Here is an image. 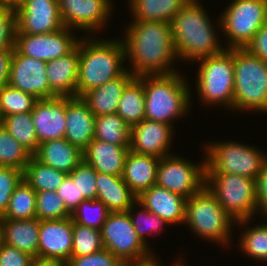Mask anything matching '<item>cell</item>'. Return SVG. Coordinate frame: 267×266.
<instances>
[{"instance_id":"obj_42","label":"cell","mask_w":267,"mask_h":266,"mask_svg":"<svg viewBox=\"0 0 267 266\" xmlns=\"http://www.w3.org/2000/svg\"><path fill=\"white\" fill-rule=\"evenodd\" d=\"M96 173L97 171L92 166L82 161L68 174L85 199L96 200Z\"/></svg>"},{"instance_id":"obj_23","label":"cell","mask_w":267,"mask_h":266,"mask_svg":"<svg viewBox=\"0 0 267 266\" xmlns=\"http://www.w3.org/2000/svg\"><path fill=\"white\" fill-rule=\"evenodd\" d=\"M129 146H118L93 139L83 150V161L97 172L122 176Z\"/></svg>"},{"instance_id":"obj_51","label":"cell","mask_w":267,"mask_h":266,"mask_svg":"<svg viewBox=\"0 0 267 266\" xmlns=\"http://www.w3.org/2000/svg\"><path fill=\"white\" fill-rule=\"evenodd\" d=\"M31 266H67L62 260L35 257Z\"/></svg>"},{"instance_id":"obj_11","label":"cell","mask_w":267,"mask_h":266,"mask_svg":"<svg viewBox=\"0 0 267 266\" xmlns=\"http://www.w3.org/2000/svg\"><path fill=\"white\" fill-rule=\"evenodd\" d=\"M101 236L104 249L111 251L123 264L153 255L150 247L139 238L127 212H109Z\"/></svg>"},{"instance_id":"obj_48","label":"cell","mask_w":267,"mask_h":266,"mask_svg":"<svg viewBox=\"0 0 267 266\" xmlns=\"http://www.w3.org/2000/svg\"><path fill=\"white\" fill-rule=\"evenodd\" d=\"M255 187L258 211L262 213V217H267V160L255 179Z\"/></svg>"},{"instance_id":"obj_2","label":"cell","mask_w":267,"mask_h":266,"mask_svg":"<svg viewBox=\"0 0 267 266\" xmlns=\"http://www.w3.org/2000/svg\"><path fill=\"white\" fill-rule=\"evenodd\" d=\"M199 3L198 0H189L170 21L174 47L179 60L197 61L219 54L226 49L219 43L210 17Z\"/></svg>"},{"instance_id":"obj_37","label":"cell","mask_w":267,"mask_h":266,"mask_svg":"<svg viewBox=\"0 0 267 266\" xmlns=\"http://www.w3.org/2000/svg\"><path fill=\"white\" fill-rule=\"evenodd\" d=\"M37 100L31 94L6 85L0 89V111L2 117L31 112Z\"/></svg>"},{"instance_id":"obj_47","label":"cell","mask_w":267,"mask_h":266,"mask_svg":"<svg viewBox=\"0 0 267 266\" xmlns=\"http://www.w3.org/2000/svg\"><path fill=\"white\" fill-rule=\"evenodd\" d=\"M57 195L64 200L66 208L72 213L77 206L86 200L82 193H79L72 178L67 175L62 184L56 190Z\"/></svg>"},{"instance_id":"obj_49","label":"cell","mask_w":267,"mask_h":266,"mask_svg":"<svg viewBox=\"0 0 267 266\" xmlns=\"http://www.w3.org/2000/svg\"><path fill=\"white\" fill-rule=\"evenodd\" d=\"M246 49L251 54L267 62V23L257 31Z\"/></svg>"},{"instance_id":"obj_39","label":"cell","mask_w":267,"mask_h":266,"mask_svg":"<svg viewBox=\"0 0 267 266\" xmlns=\"http://www.w3.org/2000/svg\"><path fill=\"white\" fill-rule=\"evenodd\" d=\"M242 233L241 251L255 260L267 261V223L245 229Z\"/></svg>"},{"instance_id":"obj_28","label":"cell","mask_w":267,"mask_h":266,"mask_svg":"<svg viewBox=\"0 0 267 266\" xmlns=\"http://www.w3.org/2000/svg\"><path fill=\"white\" fill-rule=\"evenodd\" d=\"M2 242L38 257V242L40 220L32 218L27 220L1 219Z\"/></svg>"},{"instance_id":"obj_25","label":"cell","mask_w":267,"mask_h":266,"mask_svg":"<svg viewBox=\"0 0 267 266\" xmlns=\"http://www.w3.org/2000/svg\"><path fill=\"white\" fill-rule=\"evenodd\" d=\"M159 161L160 158L137 154L129 150L122 177L137 197L156 184Z\"/></svg>"},{"instance_id":"obj_29","label":"cell","mask_w":267,"mask_h":266,"mask_svg":"<svg viewBox=\"0 0 267 266\" xmlns=\"http://www.w3.org/2000/svg\"><path fill=\"white\" fill-rule=\"evenodd\" d=\"M189 0H129L134 20L170 23Z\"/></svg>"},{"instance_id":"obj_20","label":"cell","mask_w":267,"mask_h":266,"mask_svg":"<svg viewBox=\"0 0 267 266\" xmlns=\"http://www.w3.org/2000/svg\"><path fill=\"white\" fill-rule=\"evenodd\" d=\"M65 117V139L83 151L94 139V113L81 97H65Z\"/></svg>"},{"instance_id":"obj_33","label":"cell","mask_w":267,"mask_h":266,"mask_svg":"<svg viewBox=\"0 0 267 266\" xmlns=\"http://www.w3.org/2000/svg\"><path fill=\"white\" fill-rule=\"evenodd\" d=\"M36 218V191L23 178L16 186L1 219L27 220Z\"/></svg>"},{"instance_id":"obj_24","label":"cell","mask_w":267,"mask_h":266,"mask_svg":"<svg viewBox=\"0 0 267 266\" xmlns=\"http://www.w3.org/2000/svg\"><path fill=\"white\" fill-rule=\"evenodd\" d=\"M133 78L134 75L127 69L121 76L89 90L81 98L95 116L114 114L117 112L123 90Z\"/></svg>"},{"instance_id":"obj_13","label":"cell","mask_w":267,"mask_h":266,"mask_svg":"<svg viewBox=\"0 0 267 266\" xmlns=\"http://www.w3.org/2000/svg\"><path fill=\"white\" fill-rule=\"evenodd\" d=\"M71 30L64 26L56 32L46 34H15L14 48L22 55L40 61L55 60L67 55L77 46L79 37H75Z\"/></svg>"},{"instance_id":"obj_32","label":"cell","mask_w":267,"mask_h":266,"mask_svg":"<svg viewBox=\"0 0 267 266\" xmlns=\"http://www.w3.org/2000/svg\"><path fill=\"white\" fill-rule=\"evenodd\" d=\"M131 127L117 114L95 116L94 139L118 146H130Z\"/></svg>"},{"instance_id":"obj_18","label":"cell","mask_w":267,"mask_h":266,"mask_svg":"<svg viewBox=\"0 0 267 266\" xmlns=\"http://www.w3.org/2000/svg\"><path fill=\"white\" fill-rule=\"evenodd\" d=\"M172 125L143 119L131 127L129 150L137 154L162 158L169 154L173 138Z\"/></svg>"},{"instance_id":"obj_52","label":"cell","mask_w":267,"mask_h":266,"mask_svg":"<svg viewBox=\"0 0 267 266\" xmlns=\"http://www.w3.org/2000/svg\"><path fill=\"white\" fill-rule=\"evenodd\" d=\"M158 260L159 259H155V256L152 255L145 260L125 263L124 266H160L161 264L157 262Z\"/></svg>"},{"instance_id":"obj_30","label":"cell","mask_w":267,"mask_h":266,"mask_svg":"<svg viewBox=\"0 0 267 266\" xmlns=\"http://www.w3.org/2000/svg\"><path fill=\"white\" fill-rule=\"evenodd\" d=\"M130 127L145 119L143 76L134 77L123 90L116 112Z\"/></svg>"},{"instance_id":"obj_45","label":"cell","mask_w":267,"mask_h":266,"mask_svg":"<svg viewBox=\"0 0 267 266\" xmlns=\"http://www.w3.org/2000/svg\"><path fill=\"white\" fill-rule=\"evenodd\" d=\"M67 266H124V264L111 251L102 249L86 256L71 257Z\"/></svg>"},{"instance_id":"obj_31","label":"cell","mask_w":267,"mask_h":266,"mask_svg":"<svg viewBox=\"0 0 267 266\" xmlns=\"http://www.w3.org/2000/svg\"><path fill=\"white\" fill-rule=\"evenodd\" d=\"M67 175L42 163L34 155L31 156L23 171V178L36 192H56Z\"/></svg>"},{"instance_id":"obj_6","label":"cell","mask_w":267,"mask_h":266,"mask_svg":"<svg viewBox=\"0 0 267 266\" xmlns=\"http://www.w3.org/2000/svg\"><path fill=\"white\" fill-rule=\"evenodd\" d=\"M235 220L218 203L205 185L186 200L184 223L202 239L229 247L231 229Z\"/></svg>"},{"instance_id":"obj_5","label":"cell","mask_w":267,"mask_h":266,"mask_svg":"<svg viewBox=\"0 0 267 266\" xmlns=\"http://www.w3.org/2000/svg\"><path fill=\"white\" fill-rule=\"evenodd\" d=\"M234 54L233 110L267 112V62L246 48H230Z\"/></svg>"},{"instance_id":"obj_43","label":"cell","mask_w":267,"mask_h":266,"mask_svg":"<svg viewBox=\"0 0 267 266\" xmlns=\"http://www.w3.org/2000/svg\"><path fill=\"white\" fill-rule=\"evenodd\" d=\"M22 179V170L0 166V217L5 214L10 198Z\"/></svg>"},{"instance_id":"obj_27","label":"cell","mask_w":267,"mask_h":266,"mask_svg":"<svg viewBox=\"0 0 267 266\" xmlns=\"http://www.w3.org/2000/svg\"><path fill=\"white\" fill-rule=\"evenodd\" d=\"M34 156L42 163L67 174L83 161V151L65 138L39 144Z\"/></svg>"},{"instance_id":"obj_4","label":"cell","mask_w":267,"mask_h":266,"mask_svg":"<svg viewBox=\"0 0 267 266\" xmlns=\"http://www.w3.org/2000/svg\"><path fill=\"white\" fill-rule=\"evenodd\" d=\"M183 77L178 72L143 76L145 119L173 125L172 120L188 113L192 96Z\"/></svg>"},{"instance_id":"obj_53","label":"cell","mask_w":267,"mask_h":266,"mask_svg":"<svg viewBox=\"0 0 267 266\" xmlns=\"http://www.w3.org/2000/svg\"><path fill=\"white\" fill-rule=\"evenodd\" d=\"M24 0H0L2 4L11 8L12 10H16Z\"/></svg>"},{"instance_id":"obj_7","label":"cell","mask_w":267,"mask_h":266,"mask_svg":"<svg viewBox=\"0 0 267 266\" xmlns=\"http://www.w3.org/2000/svg\"><path fill=\"white\" fill-rule=\"evenodd\" d=\"M205 185L237 226L252 221L258 211L255 179L237 174L206 173Z\"/></svg>"},{"instance_id":"obj_21","label":"cell","mask_w":267,"mask_h":266,"mask_svg":"<svg viewBox=\"0 0 267 266\" xmlns=\"http://www.w3.org/2000/svg\"><path fill=\"white\" fill-rule=\"evenodd\" d=\"M186 200L157 184L137 197L141 205L171 225L184 223Z\"/></svg>"},{"instance_id":"obj_3","label":"cell","mask_w":267,"mask_h":266,"mask_svg":"<svg viewBox=\"0 0 267 266\" xmlns=\"http://www.w3.org/2000/svg\"><path fill=\"white\" fill-rule=\"evenodd\" d=\"M79 70L76 85V97L102 86L121 76L127 68L122 65L125 47L122 39H92L84 37L78 41Z\"/></svg>"},{"instance_id":"obj_26","label":"cell","mask_w":267,"mask_h":266,"mask_svg":"<svg viewBox=\"0 0 267 266\" xmlns=\"http://www.w3.org/2000/svg\"><path fill=\"white\" fill-rule=\"evenodd\" d=\"M96 187V199L102 201L109 212H127L137 201L122 176L97 172Z\"/></svg>"},{"instance_id":"obj_12","label":"cell","mask_w":267,"mask_h":266,"mask_svg":"<svg viewBox=\"0 0 267 266\" xmlns=\"http://www.w3.org/2000/svg\"><path fill=\"white\" fill-rule=\"evenodd\" d=\"M203 161L195 165L173 153L162 157L157 168L156 184L189 199L205 186L206 159Z\"/></svg>"},{"instance_id":"obj_10","label":"cell","mask_w":267,"mask_h":266,"mask_svg":"<svg viewBox=\"0 0 267 266\" xmlns=\"http://www.w3.org/2000/svg\"><path fill=\"white\" fill-rule=\"evenodd\" d=\"M218 21L227 35V49L246 48L267 23V0H233Z\"/></svg>"},{"instance_id":"obj_55","label":"cell","mask_w":267,"mask_h":266,"mask_svg":"<svg viewBox=\"0 0 267 266\" xmlns=\"http://www.w3.org/2000/svg\"><path fill=\"white\" fill-rule=\"evenodd\" d=\"M183 259L182 260H177V262H176V265L175 266H185V263H183Z\"/></svg>"},{"instance_id":"obj_38","label":"cell","mask_w":267,"mask_h":266,"mask_svg":"<svg viewBox=\"0 0 267 266\" xmlns=\"http://www.w3.org/2000/svg\"><path fill=\"white\" fill-rule=\"evenodd\" d=\"M109 211L106 205L99 200L86 199L72 212L73 222L101 230Z\"/></svg>"},{"instance_id":"obj_36","label":"cell","mask_w":267,"mask_h":266,"mask_svg":"<svg viewBox=\"0 0 267 266\" xmlns=\"http://www.w3.org/2000/svg\"><path fill=\"white\" fill-rule=\"evenodd\" d=\"M104 249L101 230L73 222L71 257L86 256Z\"/></svg>"},{"instance_id":"obj_35","label":"cell","mask_w":267,"mask_h":266,"mask_svg":"<svg viewBox=\"0 0 267 266\" xmlns=\"http://www.w3.org/2000/svg\"><path fill=\"white\" fill-rule=\"evenodd\" d=\"M32 154L0 125V166L24 171Z\"/></svg>"},{"instance_id":"obj_15","label":"cell","mask_w":267,"mask_h":266,"mask_svg":"<svg viewBox=\"0 0 267 266\" xmlns=\"http://www.w3.org/2000/svg\"><path fill=\"white\" fill-rule=\"evenodd\" d=\"M15 15V34H46L64 27L58 0H24Z\"/></svg>"},{"instance_id":"obj_14","label":"cell","mask_w":267,"mask_h":266,"mask_svg":"<svg viewBox=\"0 0 267 266\" xmlns=\"http://www.w3.org/2000/svg\"><path fill=\"white\" fill-rule=\"evenodd\" d=\"M47 62L20 54L15 48L11 59L8 85L37 99L57 97L46 76Z\"/></svg>"},{"instance_id":"obj_44","label":"cell","mask_w":267,"mask_h":266,"mask_svg":"<svg viewBox=\"0 0 267 266\" xmlns=\"http://www.w3.org/2000/svg\"><path fill=\"white\" fill-rule=\"evenodd\" d=\"M16 31L15 10L0 2V51L14 49Z\"/></svg>"},{"instance_id":"obj_40","label":"cell","mask_w":267,"mask_h":266,"mask_svg":"<svg viewBox=\"0 0 267 266\" xmlns=\"http://www.w3.org/2000/svg\"><path fill=\"white\" fill-rule=\"evenodd\" d=\"M71 214L56 192H36V218L40 221L70 218Z\"/></svg>"},{"instance_id":"obj_46","label":"cell","mask_w":267,"mask_h":266,"mask_svg":"<svg viewBox=\"0 0 267 266\" xmlns=\"http://www.w3.org/2000/svg\"><path fill=\"white\" fill-rule=\"evenodd\" d=\"M34 258L3 242L0 245V266H31Z\"/></svg>"},{"instance_id":"obj_50","label":"cell","mask_w":267,"mask_h":266,"mask_svg":"<svg viewBox=\"0 0 267 266\" xmlns=\"http://www.w3.org/2000/svg\"><path fill=\"white\" fill-rule=\"evenodd\" d=\"M14 49L0 51V89L8 85L10 64Z\"/></svg>"},{"instance_id":"obj_34","label":"cell","mask_w":267,"mask_h":266,"mask_svg":"<svg viewBox=\"0 0 267 266\" xmlns=\"http://www.w3.org/2000/svg\"><path fill=\"white\" fill-rule=\"evenodd\" d=\"M2 125L32 155L38 151L39 141L31 112L4 116Z\"/></svg>"},{"instance_id":"obj_54","label":"cell","mask_w":267,"mask_h":266,"mask_svg":"<svg viewBox=\"0 0 267 266\" xmlns=\"http://www.w3.org/2000/svg\"><path fill=\"white\" fill-rule=\"evenodd\" d=\"M2 243V222H1V217H0V245Z\"/></svg>"},{"instance_id":"obj_41","label":"cell","mask_w":267,"mask_h":266,"mask_svg":"<svg viewBox=\"0 0 267 266\" xmlns=\"http://www.w3.org/2000/svg\"><path fill=\"white\" fill-rule=\"evenodd\" d=\"M139 205L142 207L141 211L139 210L138 215L134 212L135 205ZM134 212V213H133ZM129 217L131 219L132 225L135 228L136 233L138 234L139 238L145 243L148 244L146 241L145 234H154L158 230L161 231L163 225L168 224L162 218H160L155 213L150 212L146 209L143 205H141L138 201H136L132 207L127 211Z\"/></svg>"},{"instance_id":"obj_16","label":"cell","mask_w":267,"mask_h":266,"mask_svg":"<svg viewBox=\"0 0 267 266\" xmlns=\"http://www.w3.org/2000/svg\"><path fill=\"white\" fill-rule=\"evenodd\" d=\"M58 7L65 27L89 32L103 28L112 12L111 0H58Z\"/></svg>"},{"instance_id":"obj_1","label":"cell","mask_w":267,"mask_h":266,"mask_svg":"<svg viewBox=\"0 0 267 266\" xmlns=\"http://www.w3.org/2000/svg\"><path fill=\"white\" fill-rule=\"evenodd\" d=\"M128 26L126 37H123L125 39L122 41L125 47V58L133 65L130 72L134 77L177 72L172 64L176 59L178 60V56L170 23L133 20Z\"/></svg>"},{"instance_id":"obj_8","label":"cell","mask_w":267,"mask_h":266,"mask_svg":"<svg viewBox=\"0 0 267 266\" xmlns=\"http://www.w3.org/2000/svg\"><path fill=\"white\" fill-rule=\"evenodd\" d=\"M197 61L201 63L197 71L196 88L202 103L225 105V108L233 111L234 54L225 49L219 54Z\"/></svg>"},{"instance_id":"obj_17","label":"cell","mask_w":267,"mask_h":266,"mask_svg":"<svg viewBox=\"0 0 267 266\" xmlns=\"http://www.w3.org/2000/svg\"><path fill=\"white\" fill-rule=\"evenodd\" d=\"M73 246L72 218L41 220L38 257L68 263Z\"/></svg>"},{"instance_id":"obj_9","label":"cell","mask_w":267,"mask_h":266,"mask_svg":"<svg viewBox=\"0 0 267 266\" xmlns=\"http://www.w3.org/2000/svg\"><path fill=\"white\" fill-rule=\"evenodd\" d=\"M205 152L206 173L237 174L256 179L267 160V154L256 147L232 141L209 143Z\"/></svg>"},{"instance_id":"obj_19","label":"cell","mask_w":267,"mask_h":266,"mask_svg":"<svg viewBox=\"0 0 267 266\" xmlns=\"http://www.w3.org/2000/svg\"><path fill=\"white\" fill-rule=\"evenodd\" d=\"M31 115L39 144L65 138V97L38 99Z\"/></svg>"},{"instance_id":"obj_56","label":"cell","mask_w":267,"mask_h":266,"mask_svg":"<svg viewBox=\"0 0 267 266\" xmlns=\"http://www.w3.org/2000/svg\"><path fill=\"white\" fill-rule=\"evenodd\" d=\"M2 114H1V111H0V125H2Z\"/></svg>"},{"instance_id":"obj_22","label":"cell","mask_w":267,"mask_h":266,"mask_svg":"<svg viewBox=\"0 0 267 266\" xmlns=\"http://www.w3.org/2000/svg\"><path fill=\"white\" fill-rule=\"evenodd\" d=\"M79 70L77 46L67 55L47 62L46 76L51 91L57 97H76Z\"/></svg>"}]
</instances>
